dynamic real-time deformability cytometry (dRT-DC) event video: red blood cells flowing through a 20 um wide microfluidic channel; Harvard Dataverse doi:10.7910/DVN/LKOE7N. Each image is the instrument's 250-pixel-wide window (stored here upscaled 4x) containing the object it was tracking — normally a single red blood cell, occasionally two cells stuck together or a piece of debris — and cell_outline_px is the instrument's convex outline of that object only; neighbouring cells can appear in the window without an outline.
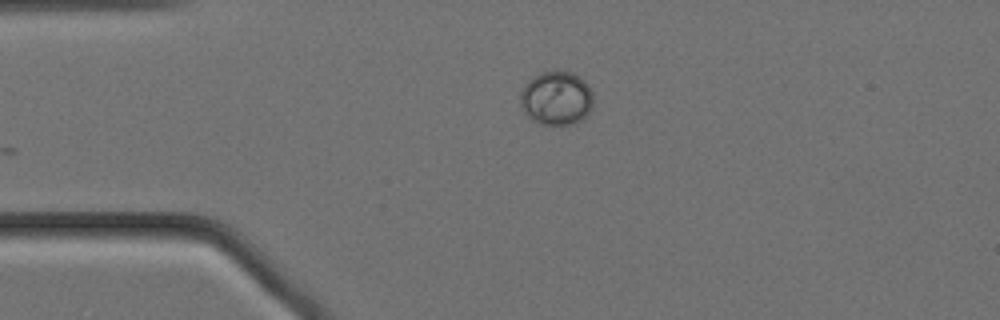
{"species": "Egyptian fruit bat (a non-hibernating species)", "species_latin": "Rousettus aegyptiacus", "temperature_condition": "cold", "stored_images_in_passage": 22, "camera_frame_rate_fps": 3000, "um_per_image_px": 0.085, "animal": {"sex": "female"}, "frame": {"image": 1, "passage_image": 1, "time_ms": 0.0, "image_size_px": [1000, 320], "cell_outline_px": [[592, 108], [580, 120], [572, 124], [540, 124], [532, 120], [520, 108], [520, 92], [524, 84], [528, 80], [540, 72], [572, 72], [580, 76], [588, 84], [592, 92]], "centroid_in_image_um": [47.26, 8.34], "position_along_channel_um": 37.7, "area_um2": 22.95}}
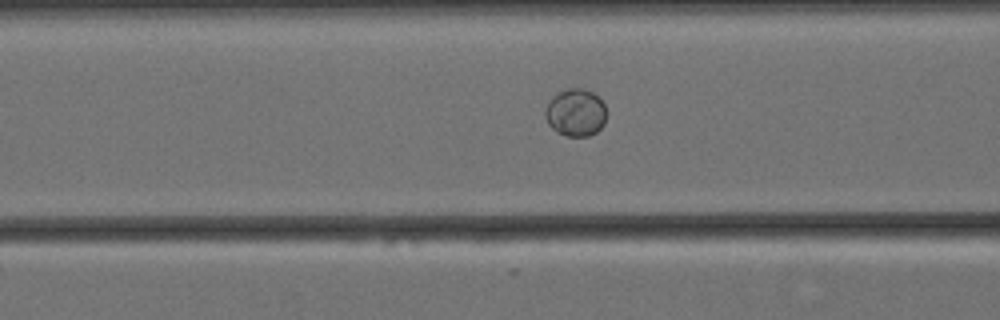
{"frame": {"image": 2, "passage_image": 10, "time_ms": 3.0, "image_size_px": [1000, 320], "cell_outline_px": [[604, 124], [596, 132], [588, 136], [564, 136], [556, 132], [548, 124], [544, 116], [544, 108], [548, 100], [556, 92], [568, 88], [584, 88], [592, 92], [604, 104]], "centroid_in_image_um": [48.85, 9.56], "position_along_channel_um": 117.7, "area_um2": 17.11}}
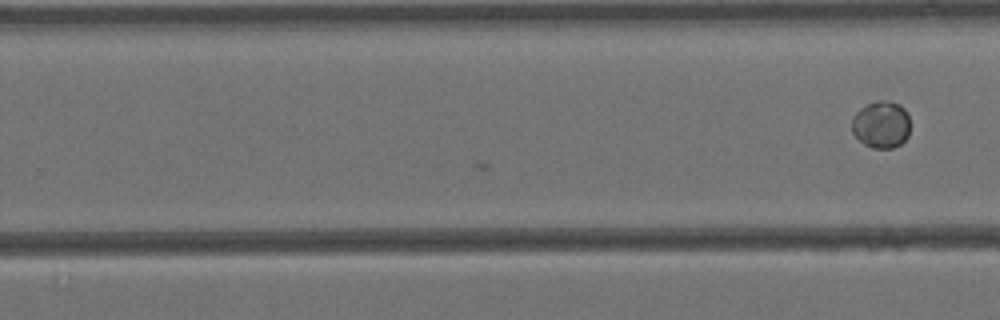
{"frame": {"image": 3, "passage_image": 22, "time_ms": 7.0, "image_size_px": [1000, 320], "cell_outline_px": [[908, 136], [900, 144], [892, 148], [872, 148], [864, 144], [852, 132], [852, 116], [860, 108], [876, 100], [880, 100], [900, 104], [904, 108], [908, 116]], "centroid_in_image_um": [74.88, 10.58], "position_along_channel_um": 254.9, "area_um2": 15.9}}